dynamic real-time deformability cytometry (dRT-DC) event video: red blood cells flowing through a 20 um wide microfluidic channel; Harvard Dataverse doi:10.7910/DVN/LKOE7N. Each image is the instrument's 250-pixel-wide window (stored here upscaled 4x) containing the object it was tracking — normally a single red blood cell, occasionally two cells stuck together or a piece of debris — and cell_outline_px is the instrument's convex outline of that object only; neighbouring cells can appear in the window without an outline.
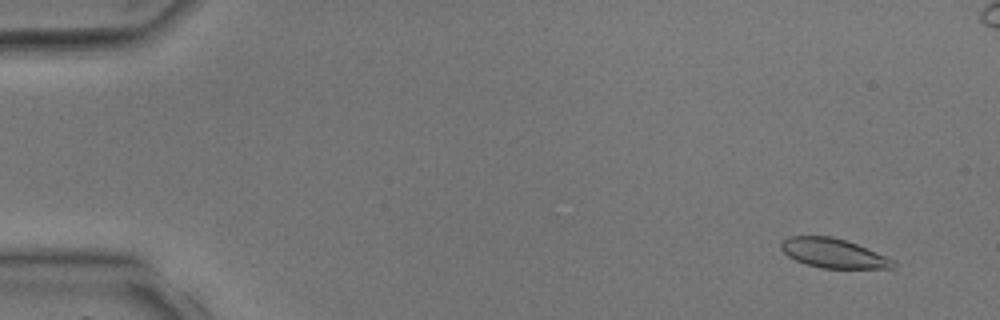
{"species": "common noctule bat (a hibernating species)", "species_latin": "Nyctalus noctula", "temperature_condition": "room temperature", "stored_images_in_passage": 4, "camera_frame_rate_fps": 3000, "um_per_image_px": 0.085, "animal": {"sex": "male", "body_mass_g": 17.9, "forearm_length_mm": 54.2}, "frame": {"image": 1, "passage_image": 1, "time_ms": 0.0, "image_size_px": [1000, 320], "cell_outline_px": [[896, 264], [892, 268], [820, 268], [796, 260], [788, 256], [780, 248], [780, 244], [788, 236], [832, 236], [856, 244], [896, 260]], "centroid_in_image_um": [70.84, 21.52], "position_along_channel_um": 14.2, "area_um2": 19.02}}